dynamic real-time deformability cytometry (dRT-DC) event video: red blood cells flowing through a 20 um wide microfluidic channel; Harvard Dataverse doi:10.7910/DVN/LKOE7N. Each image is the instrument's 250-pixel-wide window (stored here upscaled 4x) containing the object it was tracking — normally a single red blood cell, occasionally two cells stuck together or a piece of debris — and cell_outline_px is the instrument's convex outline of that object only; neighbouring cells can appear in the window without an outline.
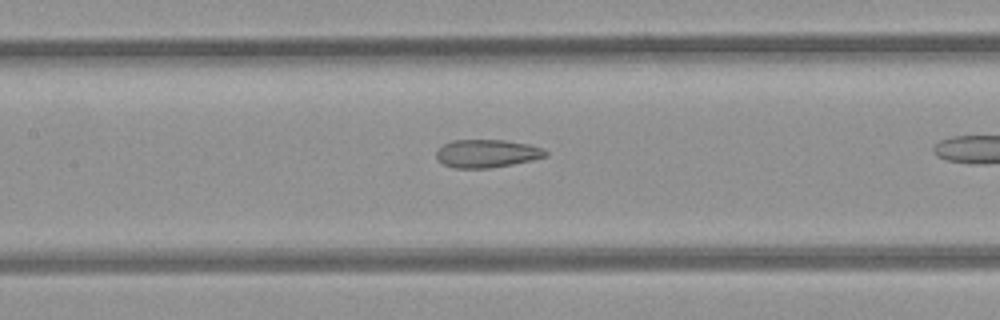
{"species": "common noctule bat (a hibernating species)", "species_latin": "Nyctalus noctula", "temperature_condition": "room temperature", "stored_images_in_passage": 38, "camera_frame_rate_fps": 3000, "um_per_image_px": 0.085, "animal": {"sex": "female", "body_mass_g": 21.9}, "frame": {"image": 1, "passage_image": 22, "time_ms": 7.0, "image_size_px": [1000, 320], "cell_outline_px": [[548, 156], [532, 160], [512, 164], [488, 168], [456, 168], [444, 164], [436, 156], [436, 152], [444, 144], [452, 140], [504, 140], [528, 144], [540, 148], [548, 152]], "centroid_in_image_um": [41.4, 13.04], "position_along_channel_um": 166.0, "area_um2": 17.63}}
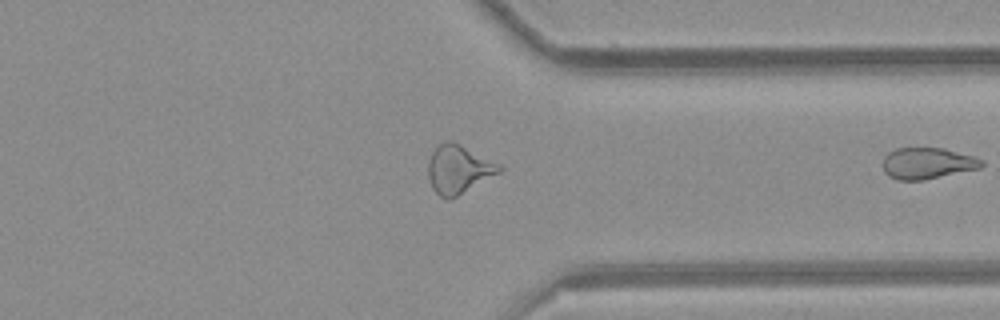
{"frame": {"image": 2, "passage_image": 38, "time_ms": 12.333, "image_size_px": [1000, 320], "cell_outline_px": [[984, 164], [980, 168], [924, 180], [900, 180], [888, 176], [884, 172], [884, 156], [888, 152], [896, 148], [944, 148], [972, 156], [984, 160]], "centroid_in_image_um": [78.83, 13.88], "position_along_channel_um": 332.6, "area_um2": 17.98}}